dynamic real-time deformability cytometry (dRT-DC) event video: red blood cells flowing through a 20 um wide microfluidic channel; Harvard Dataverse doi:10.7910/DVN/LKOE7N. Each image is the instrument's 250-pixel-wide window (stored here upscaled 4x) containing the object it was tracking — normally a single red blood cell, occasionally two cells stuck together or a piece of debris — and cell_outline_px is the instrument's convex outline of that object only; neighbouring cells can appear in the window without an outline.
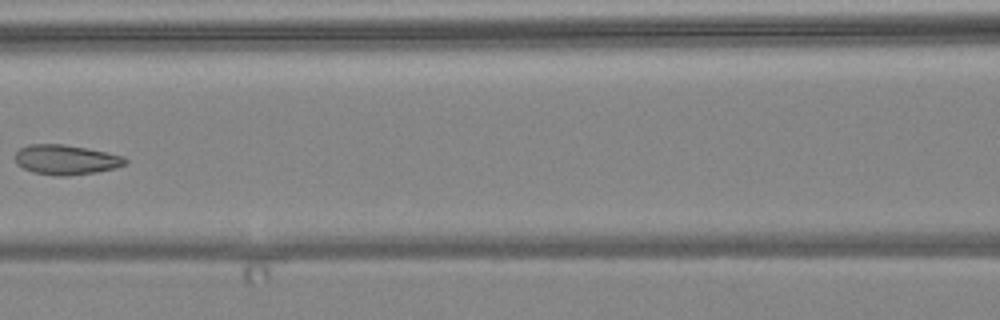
{"species": "common noctule bat (a hibernating species)", "species_latin": "Nyctalus noctula", "temperature_condition": "warm", "stored_images_in_passage": 7, "camera_frame_rate_fps": 3000, "um_per_image_px": 0.085, "animal": {"sex": "female", "body_mass_g": 24.6, "forearm_length_mm": 56.2}, "frame": {"image": 1, "passage_image": 7, "time_ms": 7.0, "image_size_px": [1000, 320], "cell_outline_px": [[128, 164], [116, 168], [96, 172], [68, 176], [56, 176], [32, 172], [16, 164], [16, 152], [20, 148], [28, 144], [64, 144], [88, 148], [124, 156], [128, 160]], "centroid_in_image_um": [5.64, 13.58], "position_along_channel_um": 161.0, "area_um2": 19.36}}